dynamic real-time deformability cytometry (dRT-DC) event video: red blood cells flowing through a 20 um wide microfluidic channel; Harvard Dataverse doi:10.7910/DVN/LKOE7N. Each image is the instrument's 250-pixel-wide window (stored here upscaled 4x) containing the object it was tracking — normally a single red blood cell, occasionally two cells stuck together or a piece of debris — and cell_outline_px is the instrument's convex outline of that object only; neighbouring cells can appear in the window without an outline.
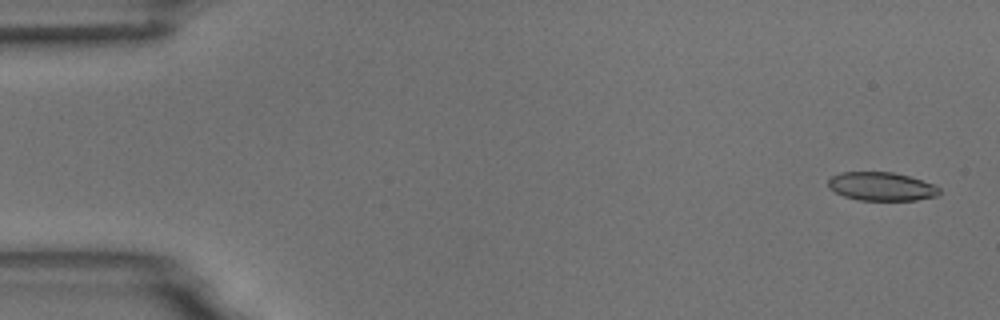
{"species": "common noctule bat (a hibernating species)", "species_latin": "Nyctalus noctula", "temperature_condition": "room temperature", "stored_images_in_passage": 5, "camera_frame_rate_fps": 3000, "um_per_image_px": 0.085, "animal": {"sex": "male", "body_mass_g": 18.8}, "frame": {"image": 1, "passage_image": 1, "time_ms": 0.0, "image_size_px": [1000, 320], "cell_outline_px": [[940, 192], [936, 196], [916, 200], [860, 200], [844, 196], [828, 188], [828, 180], [832, 176], [840, 172], [892, 172], [908, 176], [932, 184], [940, 188]], "centroid_in_image_um": [74.89, 15.85], "position_along_channel_um": 10.1, "area_um2": 18.32}}
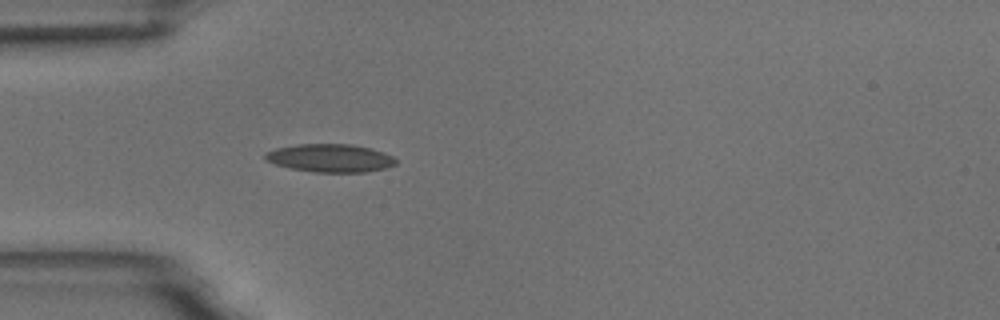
{"frame": {"image": 2, "passage_image": 5, "time_ms": 4.667, "image_size_px": [1000, 320], "cell_outline_px": [[396, 164], [388, 168], [364, 172], [312, 172], [288, 168], [264, 160], [264, 156], [268, 152], [276, 148], [296, 144], [352, 144], [372, 148], [392, 156], [396, 160]], "centroid_in_image_um": [28.07, 13.44], "position_along_channel_um": 56.9, "area_um2": 21.5}}